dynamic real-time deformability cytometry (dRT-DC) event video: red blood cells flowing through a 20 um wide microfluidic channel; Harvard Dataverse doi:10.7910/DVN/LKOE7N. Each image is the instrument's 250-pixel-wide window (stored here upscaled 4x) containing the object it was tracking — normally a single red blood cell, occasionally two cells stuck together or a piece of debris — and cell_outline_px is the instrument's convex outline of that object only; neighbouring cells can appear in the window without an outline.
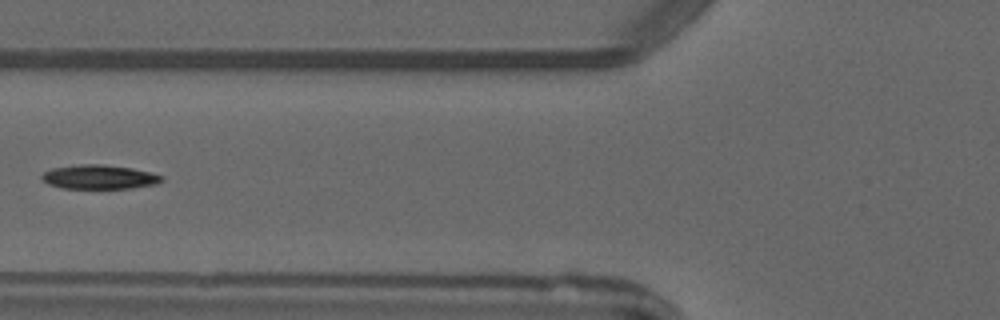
{"species": "common noctule bat (a hibernating species)", "species_latin": "Nyctalus noctula", "temperature_condition": "warm", "stored_images_in_passage": 5, "camera_frame_rate_fps": 3000, "um_per_image_px": 0.085, "animal": {"sex": "male", "forearm_length_mm": 52.5}, "frame": {"image": 1, "passage_image": 5, "time_ms": 5.333, "image_size_px": [1000, 320], "cell_outline_px": [[164, 180], [156, 184], [132, 188], [64, 188], [48, 184], [40, 176], [44, 172], [52, 168], [84, 164], [104, 164], [132, 168], [164, 176]], "centroid_in_image_um": [8.46, 15.04], "position_along_channel_um": 117.3, "area_um2": 16.76}}